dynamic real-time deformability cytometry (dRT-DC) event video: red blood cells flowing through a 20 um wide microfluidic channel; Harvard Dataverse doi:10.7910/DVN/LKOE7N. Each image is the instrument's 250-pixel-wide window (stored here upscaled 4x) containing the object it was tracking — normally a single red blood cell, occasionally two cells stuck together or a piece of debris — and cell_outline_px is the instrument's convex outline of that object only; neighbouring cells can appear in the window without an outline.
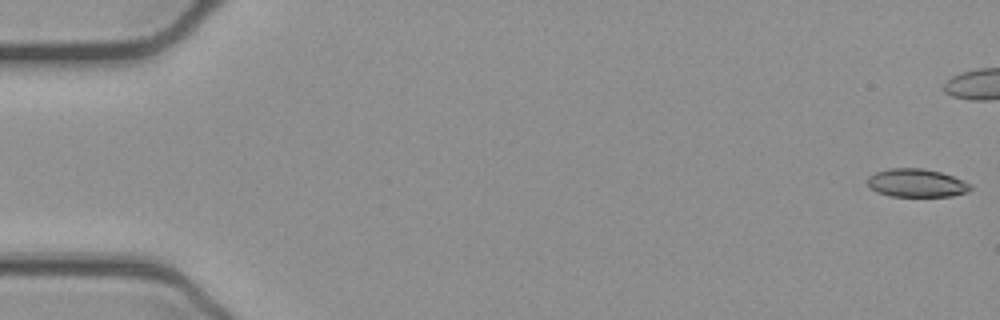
{"species": "common noctule bat (a hibernating species)", "species_latin": "Nyctalus noctula", "temperature_condition": "cold", "stored_images_in_passage": 42, "camera_frame_rate_fps": 3000, "um_per_image_px": 0.085, "animal": {"sex": "female", "body_mass_g": 21.9}, "frame": {"image": 1, "passage_image": 1, "time_ms": 0.0, "image_size_px": [1000, 320], "cell_outline_px": [[972, 188], [968, 192], [952, 196], [888, 196], [876, 192], [868, 184], [868, 176], [876, 172], [888, 168], [924, 168], [940, 172], [964, 180], [972, 184]], "centroid_in_image_um": [77.93, 15.55], "position_along_channel_um": 7.1, "area_um2": 17.05}}
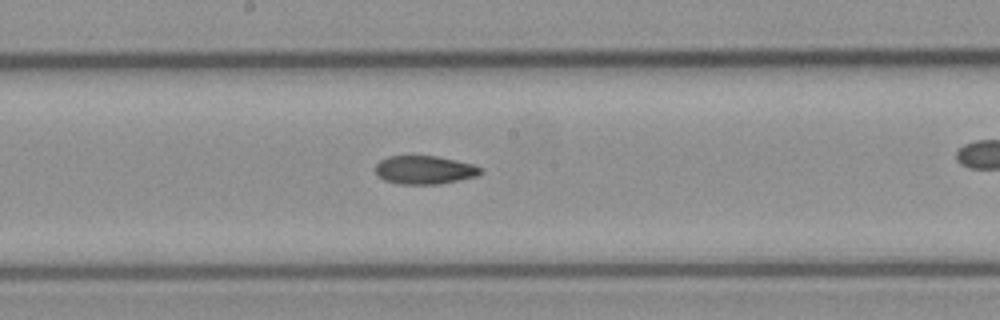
{"frame": {"image": 2, "passage_image": 28, "time_ms": 9.0, "image_size_px": [1000, 320], "cell_outline_px": [[484, 172], [476, 176], [460, 180], [440, 184], [400, 184], [384, 180], [376, 176], [376, 164], [380, 160], [388, 156], [436, 156], [476, 164], [484, 168]], "centroid_in_image_um": [36.13, 14.44], "position_along_channel_um": 212.1, "area_um2": 17.69}}
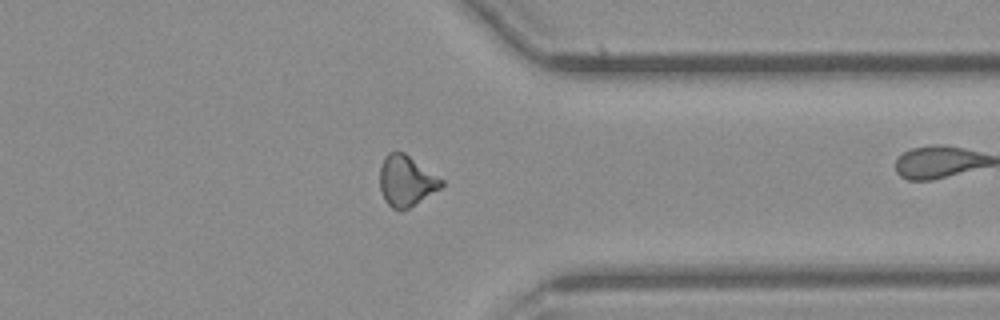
{"frame": {"image": 3, "passage_image": 41, "time_ms": 13.333, "image_size_px": [1000, 320], "cell_outline_px": [[444, 184], [440, 188], [416, 204], [400, 212], [392, 208], [384, 200], [380, 188], [380, 168], [384, 156], [388, 152], [404, 152], [444, 180]], "centroid_in_image_um": [34.52, 15.39], "position_along_channel_um": 376.9, "area_um2": 18.26}}